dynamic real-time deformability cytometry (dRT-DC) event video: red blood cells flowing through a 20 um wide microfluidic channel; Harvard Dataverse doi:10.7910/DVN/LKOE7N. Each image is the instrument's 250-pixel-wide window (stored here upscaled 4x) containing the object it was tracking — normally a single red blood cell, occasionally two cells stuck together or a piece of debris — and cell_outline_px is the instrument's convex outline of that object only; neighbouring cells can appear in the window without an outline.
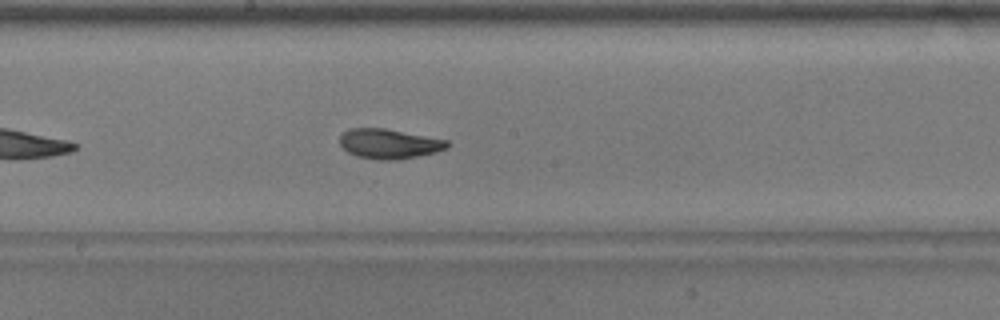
{"species": "common noctule bat (a hibernating species)", "species_latin": "Nyctalus noctula", "temperature_condition": "warm", "stored_images_in_passage": 36, "camera_frame_rate_fps": 3000, "um_per_image_px": 0.085, "animal": {"sex": "male", "body_mass_g": 17.9}, "frame": {"image": 1, "passage_image": 16, "time_ms": 5.0, "image_size_px": [1000, 320], "cell_outline_px": [[448, 148], [436, 152], [396, 160], [380, 160], [356, 156], [348, 152], [340, 144], [340, 136], [348, 128], [384, 128], [448, 140]], "centroid_in_image_um": [33.06, 12.22], "position_along_channel_um": 215.1, "area_um2": 18.55}}